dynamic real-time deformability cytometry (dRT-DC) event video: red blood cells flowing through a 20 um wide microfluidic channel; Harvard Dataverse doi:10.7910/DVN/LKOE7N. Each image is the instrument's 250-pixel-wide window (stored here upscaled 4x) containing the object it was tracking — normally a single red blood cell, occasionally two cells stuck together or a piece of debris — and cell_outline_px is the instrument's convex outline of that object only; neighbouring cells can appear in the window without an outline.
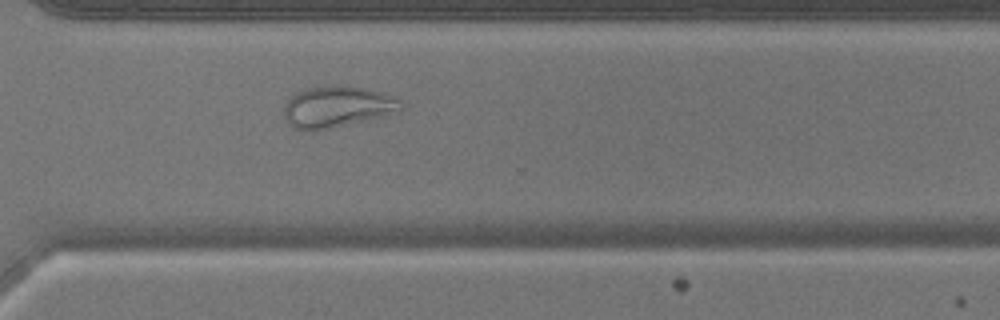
{"species": "common noctule bat (a hibernating species)", "species_latin": "Nyctalus noctula", "temperature_condition": "warm", "stored_images_in_passage": 46, "camera_frame_rate_fps": 3000, "um_per_image_px": 0.085, "animal": {"sex": "male", "body_mass_g": 17.9}, "frame": {"image": 1, "passage_image": 33, "time_ms": 10.667, "image_size_px": [1000, 320], "cell_outline_px": [[404, 112], [332, 128], [308, 132], [300, 132], [292, 128], [288, 124], [284, 116], [284, 108], [288, 100], [296, 92], [304, 88], [332, 84], [340, 84], [364, 88], [396, 96], [404, 104]], "centroid_in_image_um": [28.7, 9.09], "position_along_channel_um": 341.9, "area_um2": 29.25}}
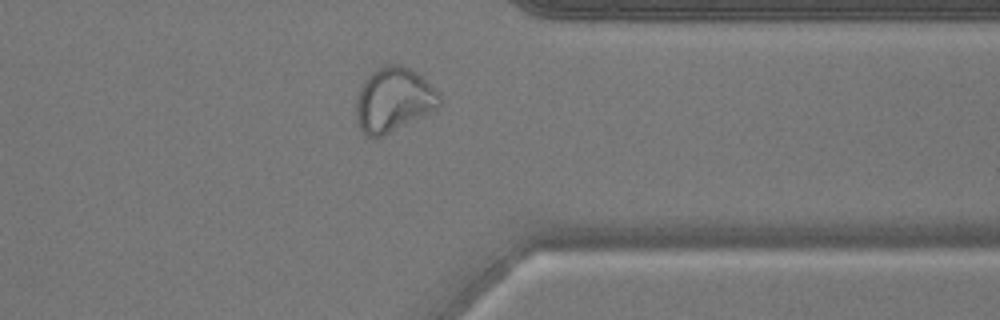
{"frame": {"image": 2, "passage_image": 36, "time_ms": 11.667, "image_size_px": [1000, 320], "cell_outline_px": [[440, 104], [436, 108], [384, 136], [376, 140], [364, 136], [356, 120], [356, 96], [360, 84], [376, 68], [388, 64], [400, 64], [416, 72], [440, 92]], "centroid_in_image_um": [33.4, 8.5], "position_along_channel_um": 378.0, "area_um2": 31.5}}
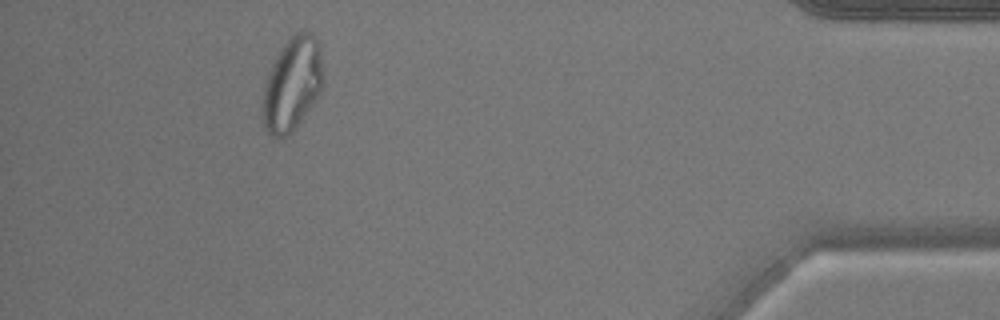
{"frame": {"image": 3, "passage_image": 42, "time_ms": 13.667, "image_size_px": [1000, 320], "cell_outline_px": [[324, 84], [320, 96], [292, 132], [288, 136], [276, 136], [268, 132], [264, 124], [260, 108], [264, 84], [272, 64], [276, 56], [284, 44], [296, 32], [312, 32], [320, 48], [324, 80]], "centroid_in_image_um": [24.85, 7.17], "position_along_channel_um": 410.4, "area_um2": 33.29}}